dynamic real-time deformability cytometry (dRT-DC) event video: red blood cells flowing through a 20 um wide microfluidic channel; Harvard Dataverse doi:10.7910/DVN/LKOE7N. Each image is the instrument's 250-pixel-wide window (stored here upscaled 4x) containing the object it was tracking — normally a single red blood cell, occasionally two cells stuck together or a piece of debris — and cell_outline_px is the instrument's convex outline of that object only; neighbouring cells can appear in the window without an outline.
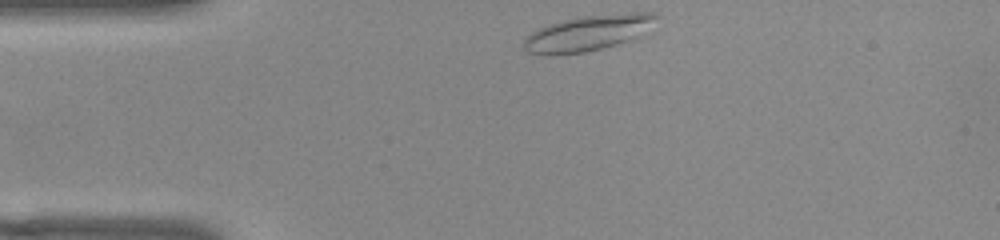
{"species": "common noctule bat (a hibernating species)", "species_latin": "Nyctalus noctula", "temperature_condition": "warm", "stored_images_in_passage": 37, "camera_frame_rate_fps": 3000, "um_per_image_px": 0.085, "animal": {"sex": "female", "body_mass_g": 22.0, "forearm_length_mm": 56.7}, "frame": {"image": 1, "passage_image": 1, "time_ms": 0.0, "image_size_px": [1000, 240], "cell_outline_px": [[660, 16], [632, 36], [624, 40], [600, 48], [584, 52], [528, 52], [520, 48], [524, 40], [532, 32], [548, 24], [580, 16], [632, 12], [652, 12]], "centroid_in_image_um": [49.89, 2.75], "position_along_channel_um": 35.1, "area_um2": 25.78}}
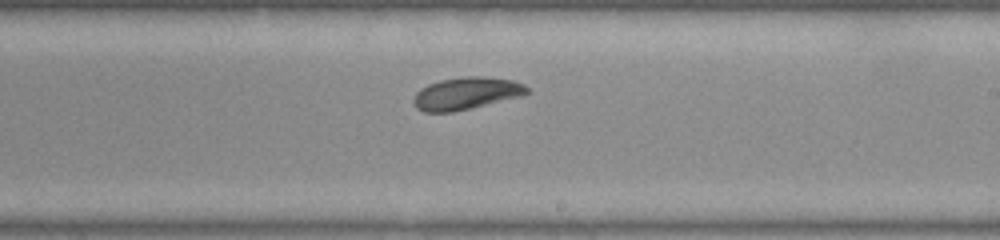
{"frame": {"image": 2, "passage_image": 21, "time_ms": 6.667, "image_size_px": [1000, 240], "cell_outline_px": [[532, 92], [524, 96], [472, 108], [452, 112], [424, 112], [416, 108], [412, 100], [416, 92], [420, 88], [428, 84], [440, 80], [464, 76], [484, 76], [512, 80], [524, 84]], "centroid_in_image_um": [39.66, 7.94], "position_along_channel_um": 249.3, "area_um2": 21.73}}
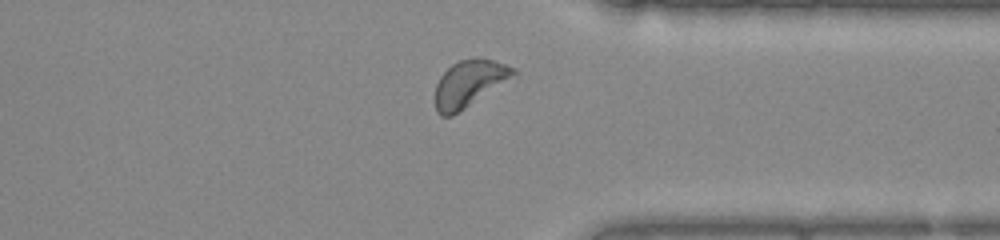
{"frame": {"image": 3, "passage_image": 31, "time_ms": 10.0, "image_size_px": [1000, 240], "cell_outline_px": [[516, 76], [452, 116], [440, 116], [436, 112], [436, 84], [440, 76], [452, 64], [460, 60], [472, 56], [492, 60], [504, 64], [512, 68], [516, 72]], "centroid_in_image_um": [39.87, 7.09], "position_along_channel_um": 371.5, "area_um2": 21.15}}